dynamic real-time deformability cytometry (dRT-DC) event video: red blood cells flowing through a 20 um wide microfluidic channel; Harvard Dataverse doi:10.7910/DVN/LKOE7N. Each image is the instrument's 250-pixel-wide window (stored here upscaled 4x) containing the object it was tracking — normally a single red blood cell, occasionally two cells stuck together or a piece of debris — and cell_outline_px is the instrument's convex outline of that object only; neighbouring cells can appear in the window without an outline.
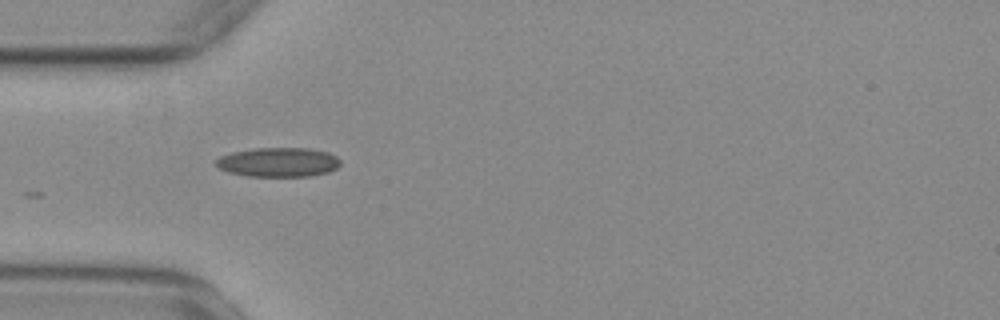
{"species": "common noctule bat (a hibernating species)", "species_latin": "Nyctalus noctula", "temperature_condition": "warm", "stored_images_in_passage": 5, "camera_frame_rate_fps": 3000, "um_per_image_px": 0.085, "animal": {"sex": "female", "body_mass_g": 29.2, "forearm_length_mm": 56.3}, "frame": {"image": 1, "passage_image": 2, "time_ms": 0.333, "image_size_px": [1000, 320], "cell_outline_px": [[340, 164], [336, 168], [328, 172], [308, 176], [248, 176], [228, 172], [220, 168], [216, 164], [216, 160], [220, 156], [232, 152], [256, 148], [308, 148], [328, 152], [336, 156], [340, 160]], "centroid_in_image_um": [23.67, 13.78], "position_along_channel_um": 61.3, "area_um2": 21.15}}
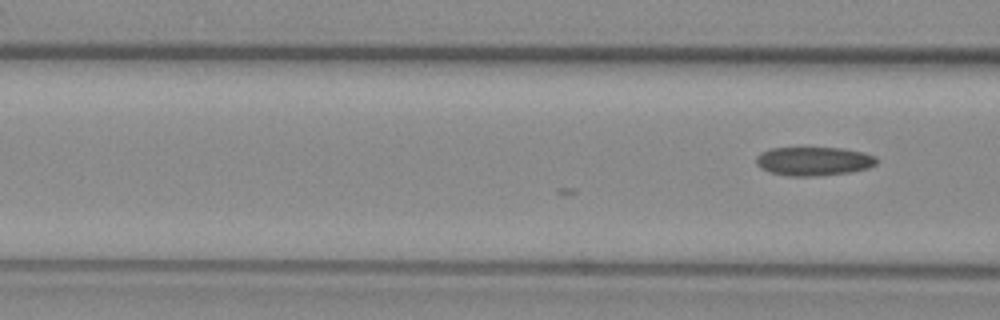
{"frame": {"image": 2, "passage_image": 5, "time_ms": 1.333, "image_size_px": [1000, 320], "cell_outline_px": [[876, 164], [868, 168], [848, 172], [816, 176], [788, 176], [768, 172], [760, 168], [756, 164], [756, 156], [760, 152], [772, 148], [844, 148], [864, 152], [876, 156]], "centroid_in_image_um": [69.13, 13.7], "position_along_channel_um": 97.5, "area_um2": 20.29}}